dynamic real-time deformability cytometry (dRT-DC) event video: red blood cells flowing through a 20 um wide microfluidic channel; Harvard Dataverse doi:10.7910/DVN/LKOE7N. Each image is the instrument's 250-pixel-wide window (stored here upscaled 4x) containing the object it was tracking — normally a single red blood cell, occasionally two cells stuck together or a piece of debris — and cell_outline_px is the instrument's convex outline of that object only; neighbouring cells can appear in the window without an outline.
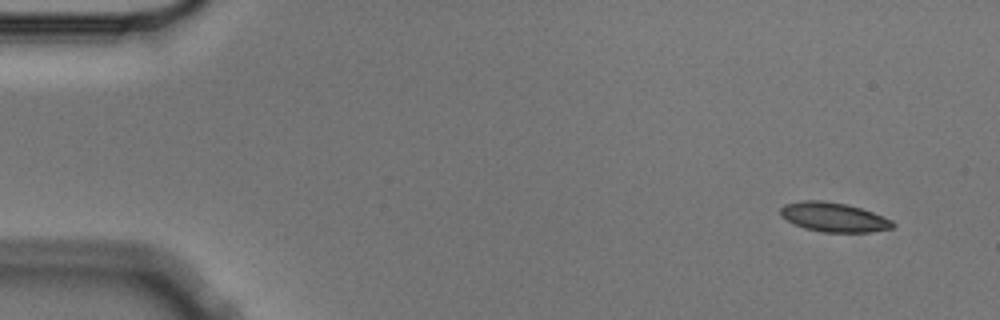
{"species": "Egyptian fruit bat (a non-hibernating species)", "species_latin": "Rousettus aegyptiacus", "temperature_condition": "cold", "stored_images_in_passage": 4, "camera_frame_rate_fps": 3000, "um_per_image_px": 0.085, "animal": {"sex": "male"}, "frame": {"image": 1, "passage_image": 1, "time_ms": 0.0, "image_size_px": [1000, 320], "cell_outline_px": [[896, 224], [892, 228], [872, 232], [824, 232], [804, 228], [780, 216], [780, 208], [784, 204], [804, 200], [820, 200], [848, 204], [872, 212], [892, 220]], "centroid_in_image_um": [70.87, 18.45], "position_along_channel_um": 14.1, "area_um2": 19.13}}
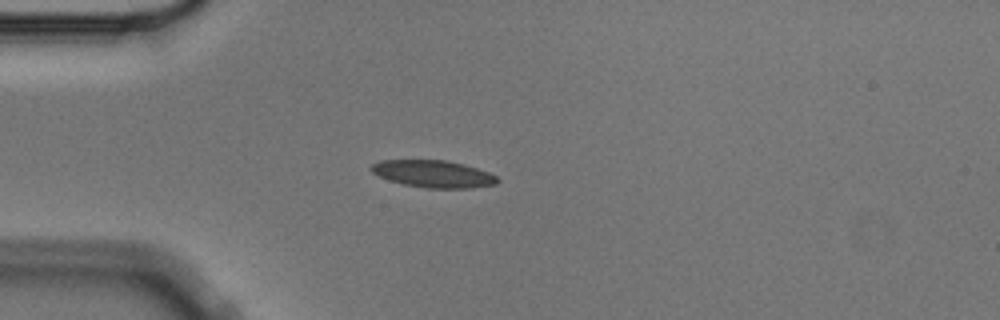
{"frame": {"image": 2, "passage_image": 4, "time_ms": 1.0, "image_size_px": [1000, 320], "cell_outline_px": [[500, 180], [496, 184], [472, 188], [428, 188], [404, 184], [388, 180], [372, 172], [372, 164], [380, 160], [444, 160], [464, 164], [488, 172], [496, 176]], "centroid_in_image_um": [36.85, 14.78], "position_along_channel_um": 48.1, "area_um2": 19.83}}